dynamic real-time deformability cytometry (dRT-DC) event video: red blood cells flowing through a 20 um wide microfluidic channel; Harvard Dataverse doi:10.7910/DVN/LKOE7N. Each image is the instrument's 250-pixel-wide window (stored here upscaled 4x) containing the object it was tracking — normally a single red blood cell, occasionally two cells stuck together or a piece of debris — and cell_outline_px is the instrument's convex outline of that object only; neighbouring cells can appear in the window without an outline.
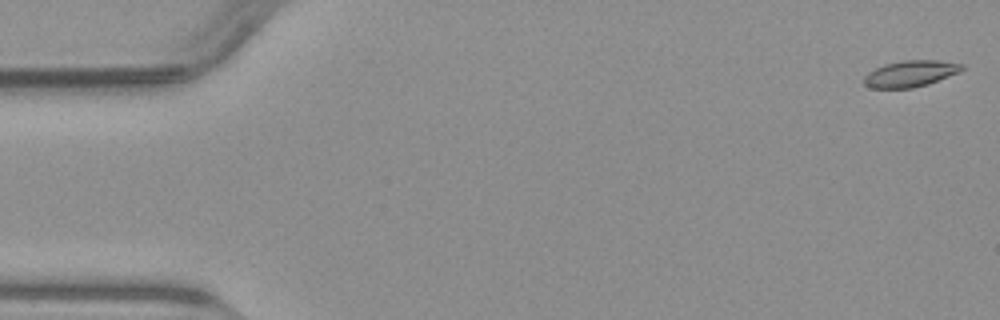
{"species": "common noctule bat (a hibernating species)", "species_latin": "Nyctalus noctula", "temperature_condition": "warm", "stored_images_in_passage": 50, "camera_frame_rate_fps": 3000, "um_per_image_px": 0.085, "animal": {"sex": "male", "body_mass_g": 23.1, "forearm_length_mm": 52.7}, "frame": {"image": 1, "passage_image": 1, "time_ms": 0.0, "image_size_px": [1000, 320], "cell_outline_px": [[964, 68], [960, 72], [928, 84], [912, 88], [872, 88], [864, 84], [864, 76], [868, 72], [884, 64], [904, 60], [936, 60], [964, 64]], "centroid_in_image_um": [77.39, 6.26], "position_along_channel_um": 7.6, "area_um2": 15.03}}
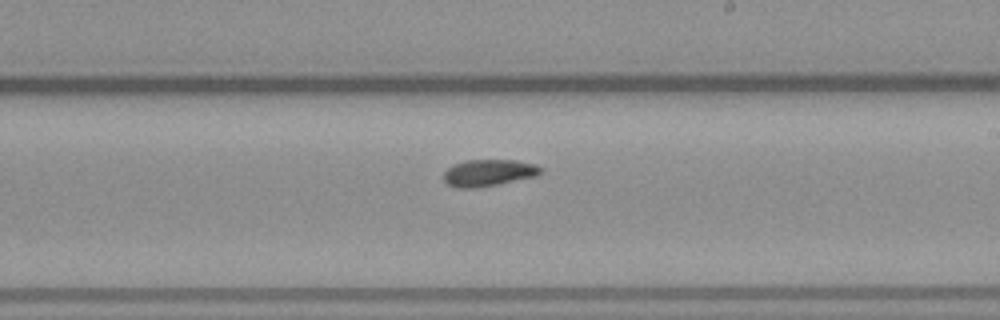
{"frame": {"image": 2, "passage_image": 29, "time_ms": 9.333, "image_size_px": [1000, 320], "cell_outline_px": [[544, 172], [536, 176], [476, 188], [456, 188], [448, 184], [444, 180], [444, 172], [452, 164], [464, 160], [516, 160], [536, 164], [544, 168]], "centroid_in_image_um": [41.55, 14.67], "position_along_channel_um": 247.5, "area_um2": 15.26}}
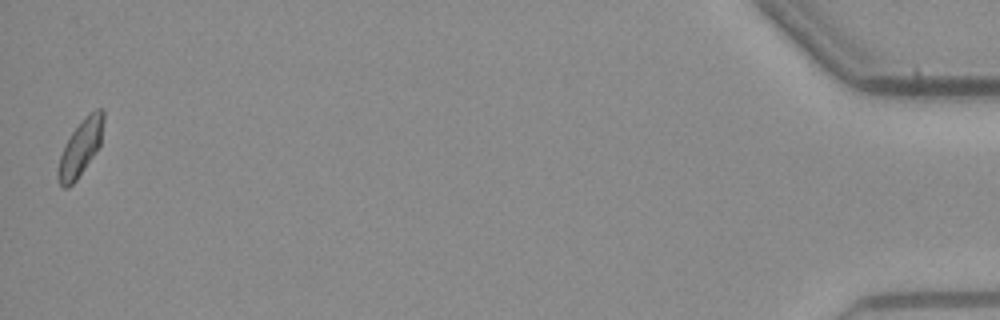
{"frame": {"image": 3, "passage_image": 50, "time_ms": 16.333, "image_size_px": [1000, 320], "cell_outline_px": [[104, 120], [100, 144], [76, 180], [68, 188], [64, 188], [60, 184], [56, 176], [56, 168], [60, 156], [72, 132], [96, 108], [104, 108]], "centroid_in_image_um": [6.82, 12.6], "position_along_channel_um": 428.4, "area_um2": 14.33}}